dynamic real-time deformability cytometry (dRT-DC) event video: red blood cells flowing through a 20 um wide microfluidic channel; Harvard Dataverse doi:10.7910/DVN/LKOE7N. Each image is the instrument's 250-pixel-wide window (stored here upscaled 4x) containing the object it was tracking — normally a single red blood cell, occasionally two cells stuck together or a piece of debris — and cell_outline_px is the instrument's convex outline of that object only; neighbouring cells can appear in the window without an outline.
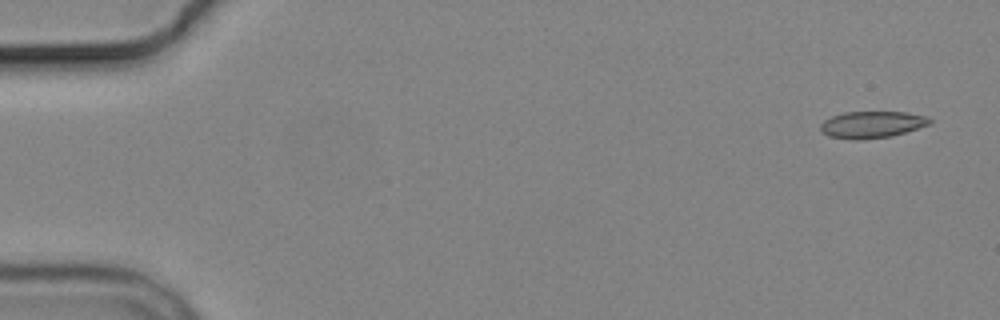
{"species": "common noctule bat (a hibernating species)", "species_latin": "Nyctalus noctula", "temperature_condition": "cold", "stored_images_in_passage": 5, "segment_of_instrument_passage": [2, 2], "camera_frame_rate_fps": 3000, "um_per_image_px": 0.085, "animal": {"sex": "male", "body_mass_g": 19.2, "forearm_length_mm": 51.8}, "frame": {"image": 1, "passage_image": 5, "time_ms": 5.333, "image_size_px": [1000, 320], "cell_outline_px": [[932, 124], [892, 136], [860, 140], [856, 140], [828, 136], [820, 128], [820, 124], [824, 120], [832, 116], [844, 112], [904, 112], [924, 116], [932, 120]], "centroid_in_image_um": [74.12, 10.59], "position_along_channel_um": 10.9, "area_um2": 16.99}}